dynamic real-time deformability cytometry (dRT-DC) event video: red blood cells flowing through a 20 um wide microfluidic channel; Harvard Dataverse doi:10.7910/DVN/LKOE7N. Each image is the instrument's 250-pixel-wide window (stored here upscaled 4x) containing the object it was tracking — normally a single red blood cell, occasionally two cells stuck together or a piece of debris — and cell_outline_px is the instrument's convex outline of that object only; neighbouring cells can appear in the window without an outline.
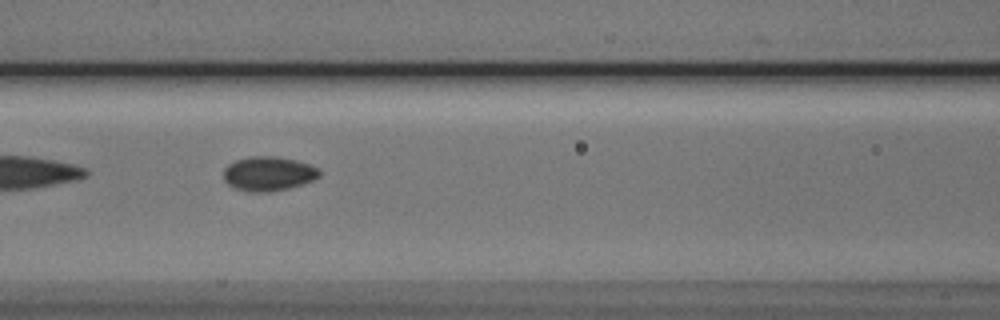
{"species": "Egyptian fruit bat (a non-hibernating species)", "species_latin": "Rousettus aegyptiacus", "temperature_condition": "cold", "stored_images_in_passage": 6, "camera_frame_rate_fps": 3000, "um_per_image_px": 0.085, "animal": {"sex": "male"}, "frame": {"image": 1, "passage_image": 5, "time_ms": 5.333, "image_size_px": [1000, 320], "cell_outline_px": [[320, 176], [312, 180], [288, 188], [272, 192], [252, 192], [236, 188], [228, 184], [224, 180], [224, 168], [228, 164], [236, 160], [252, 156], [276, 156], [296, 160], [320, 168]], "centroid_in_image_um": [22.81, 14.75], "position_along_channel_um": 143.8, "area_um2": 19.13}}